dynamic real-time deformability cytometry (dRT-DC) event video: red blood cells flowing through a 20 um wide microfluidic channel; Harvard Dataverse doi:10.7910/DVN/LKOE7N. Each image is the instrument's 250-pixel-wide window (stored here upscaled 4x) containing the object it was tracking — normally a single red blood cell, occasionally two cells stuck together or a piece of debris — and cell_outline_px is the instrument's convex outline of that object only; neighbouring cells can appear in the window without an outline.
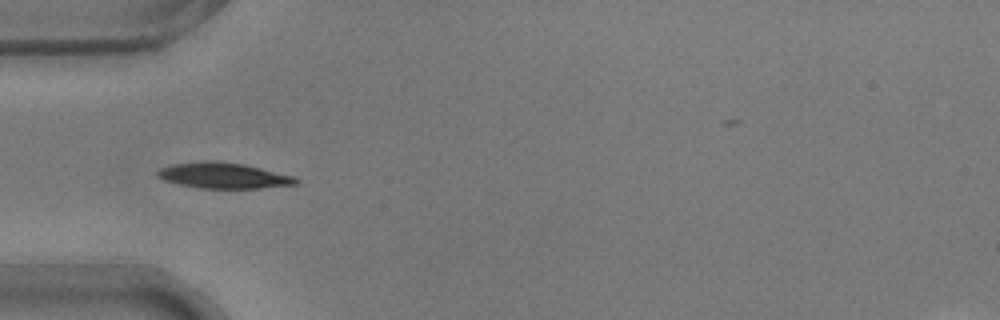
{"species": "common noctule bat (a hibernating species)", "species_latin": "Nyctalus noctula", "temperature_condition": "warm", "stored_images_in_passage": 39, "camera_frame_rate_fps": 3000, "um_per_image_px": 0.085, "animal": {"sex": "male", "body_mass_g": 17.9}, "frame": {"image": 1, "passage_image": 1, "time_ms": 0.0, "image_size_px": [1000, 320], "cell_outline_px": [[300, 180], [296, 184], [260, 188], [200, 188], [176, 184], [164, 180], [156, 176], [156, 172], [160, 168], [172, 164], [208, 160], [216, 160], [244, 164], [296, 176]], "centroid_in_image_um": [18.99, 14.91], "position_along_channel_um": 66.0, "area_um2": 20.98}}
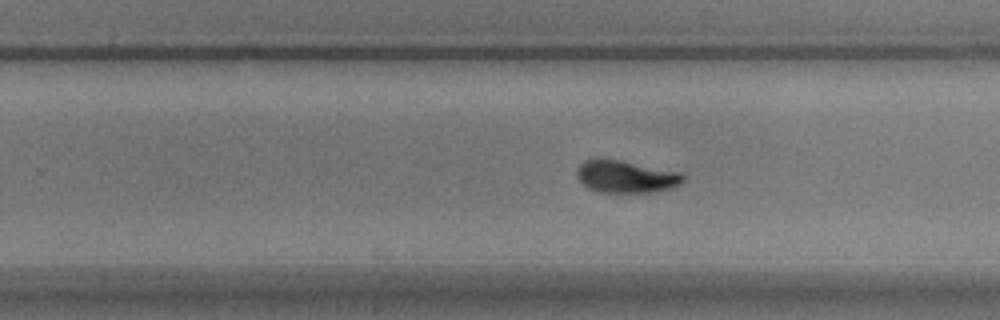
{"frame": {"image": 2, "passage_image": 18, "time_ms": 5.667, "image_size_px": [1000, 320], "cell_outline_px": [[684, 180], [680, 184], [672, 188], [656, 192], [600, 192], [588, 188], [576, 176], [576, 168], [584, 160], [620, 160], [680, 172], [684, 176]], "centroid_in_image_um": [53.22, 15.03], "position_along_channel_um": 276.6, "area_um2": 19.83}}
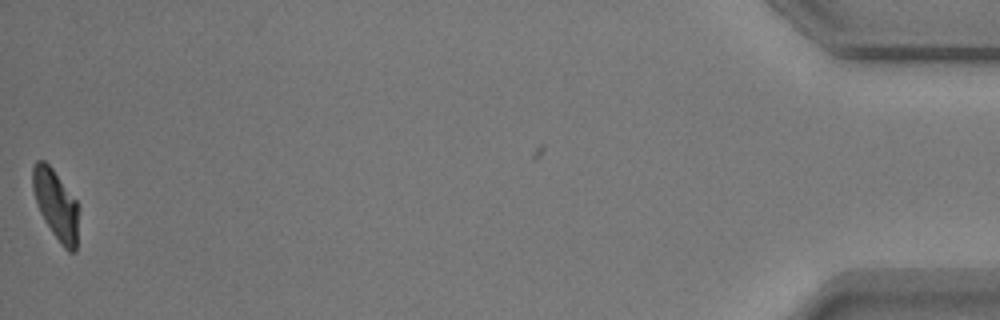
{"frame": {"image": 3, "passage_image": 38, "time_ms": 12.333, "image_size_px": [1000, 320], "cell_outline_px": [[80, 208], [76, 252], [68, 252], [60, 244], [44, 220], [40, 212], [32, 188], [32, 168], [36, 160], [44, 160], [52, 168], [76, 200]], "centroid_in_image_um": [4.78, 17.43], "position_along_channel_um": 430.4, "area_um2": 18.9}, "authors_computed_cell_mechanics": {"area_um2": 19.8832, "velocity_mm_per_s": 3.7283, "shape_relaxation_time_tau1_ms": 2.3112, "shape_relaxation_time_tau2_ms": 1.5878, "deformation_change_tau1": 0.1546, "deformation_change_tau2": 0.0528}}